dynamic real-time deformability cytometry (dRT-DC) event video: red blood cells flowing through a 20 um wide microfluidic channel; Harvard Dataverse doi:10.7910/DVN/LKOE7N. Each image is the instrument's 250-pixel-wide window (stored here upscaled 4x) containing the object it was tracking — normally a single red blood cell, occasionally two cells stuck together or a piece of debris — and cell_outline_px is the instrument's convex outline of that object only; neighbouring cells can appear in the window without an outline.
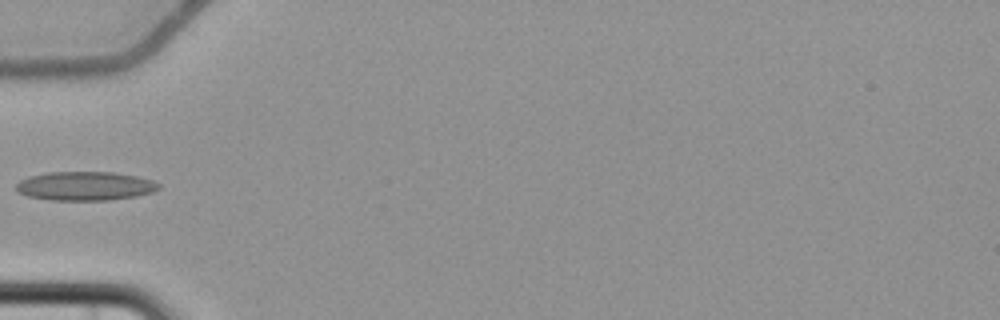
{"species": "common noctule bat (a hibernating species)", "species_latin": "Nyctalus noctula", "temperature_condition": "cold", "stored_images_in_passage": 4, "camera_frame_rate_fps": 3000, "um_per_image_px": 0.085, "animal": {"sex": "female", "body_mass_g": 22.7, "forearm_length_mm": 54.2}, "frame": {"image": 1, "passage_image": 4, "time_ms": 6.333, "image_size_px": [1000, 320], "cell_outline_px": [[160, 188], [152, 192], [136, 196], [108, 200], [52, 200], [28, 196], [16, 192], [16, 184], [20, 180], [28, 176], [48, 172], [112, 172], [136, 176], [152, 180], [160, 184]], "centroid_in_image_um": [7.21, 15.81], "position_along_channel_um": 77.8, "area_um2": 24.04}}